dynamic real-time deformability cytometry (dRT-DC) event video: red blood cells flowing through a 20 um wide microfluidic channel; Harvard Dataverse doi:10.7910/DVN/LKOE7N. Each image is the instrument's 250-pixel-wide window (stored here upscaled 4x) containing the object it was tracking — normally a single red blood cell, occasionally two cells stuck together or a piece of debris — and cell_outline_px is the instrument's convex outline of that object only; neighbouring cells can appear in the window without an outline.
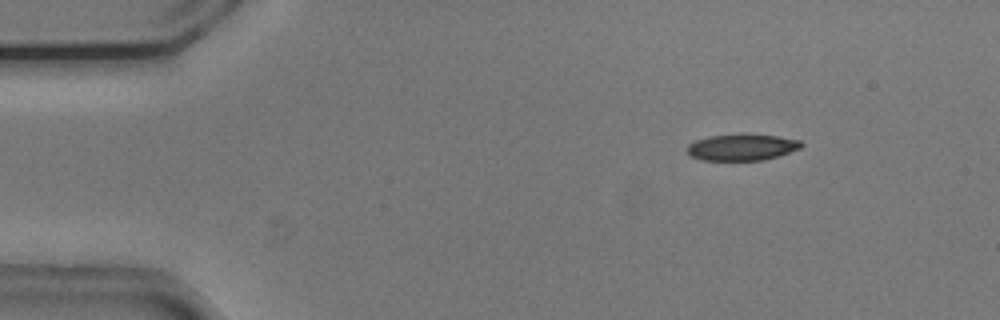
{"species": "common noctule bat (a hibernating species)", "species_latin": "Nyctalus noctula", "temperature_condition": "cold", "stored_images_in_passage": 51, "camera_frame_rate_fps": 3000, "um_per_image_px": 0.085, "animal": {"sex": "male", "body_mass_g": 20.5, "forearm_length_mm": 52.5}, "frame": {"image": 1, "passage_image": 4, "time_ms": 1.0, "image_size_px": [1000, 320], "cell_outline_px": [[804, 144], [800, 148], [764, 160], [700, 160], [692, 156], [688, 152], [688, 144], [696, 140], [708, 136], [740, 132], [780, 136], [800, 140]], "centroid_in_image_um": [63.07, 12.48], "position_along_channel_um": 21.9, "area_um2": 17.92}}
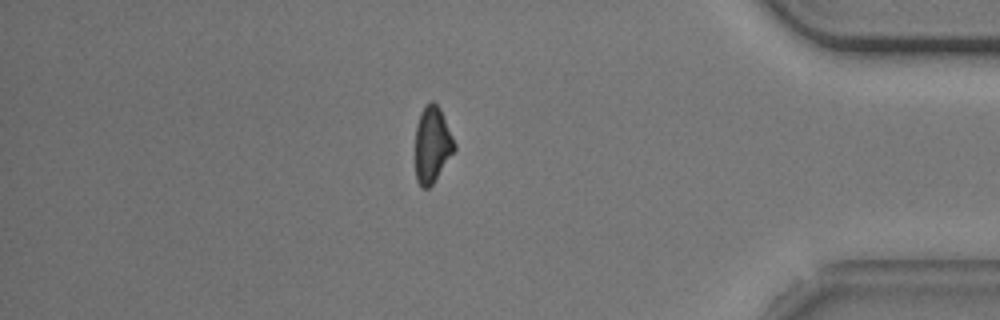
{"frame": {"image": 2, "passage_image": 43, "time_ms": 14.0, "image_size_px": [1000, 320], "cell_outline_px": [[456, 148], [432, 184], [428, 188], [420, 188], [416, 180], [416, 124], [420, 112], [432, 100], [440, 108], [456, 144]], "centroid_in_image_um": [36.73, 12.3], "position_along_channel_um": 398.5, "area_um2": 17.17}}
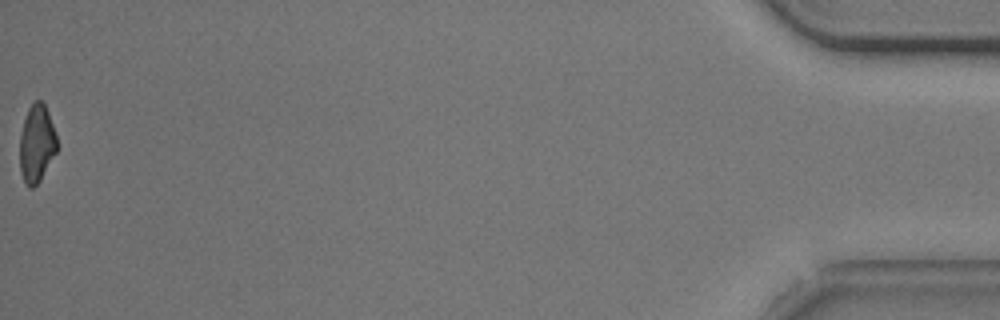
{"frame": {"image": 3, "passage_image": 51, "time_ms": 16.667, "image_size_px": [1000, 320], "cell_outline_px": [[56, 152], [40, 180], [32, 188], [28, 188], [24, 184], [20, 172], [20, 136], [24, 120], [28, 108], [36, 100], [40, 100], [44, 104], [48, 112], [56, 132]], "centroid_in_image_um": [3.1, 12.23], "position_along_channel_um": 432.1, "area_um2": 16.76}, "authors_computed_cell_mechanics": {"area_um2": 18.6116, "velocity_mm_per_s": 3.7359, "shape_relaxation_time_tau1_ms": 2.653, "shape_relaxation_time_tau2_ms": 7.8994, "deformation_change_tau1": 0.1142, "deformation_change_tau2": 0.1772}}